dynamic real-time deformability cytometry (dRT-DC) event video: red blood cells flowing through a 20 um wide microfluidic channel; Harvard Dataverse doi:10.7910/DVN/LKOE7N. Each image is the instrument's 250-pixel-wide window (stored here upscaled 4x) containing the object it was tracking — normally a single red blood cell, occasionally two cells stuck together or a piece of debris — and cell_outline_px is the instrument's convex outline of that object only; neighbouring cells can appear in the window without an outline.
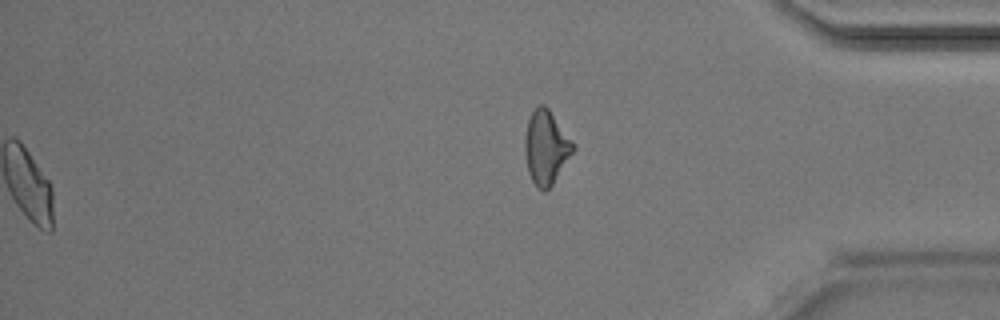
{"species": "Egyptian fruit bat (a non-hibernating species)", "species_latin": "Rousettus aegyptiacus", "temperature_condition": "room temperature", "stored_images_in_passage": 45, "segment_of_instrument_passage": [2, 2], "camera_frame_rate_fps": 3000, "um_per_image_px": 0.085, "animal": {"sex": "male"}, "frame": {"image": 1, "passage_image": 45, "time_ms": 14.667, "image_size_px": [1000, 320], "cell_outline_px": [[576, 148], [552, 184], [544, 192], [536, 188], [528, 172], [524, 152], [524, 140], [528, 120], [532, 112], [540, 104], [544, 104], [548, 108]], "centroid_in_image_um": [46.38, 12.56], "position_along_channel_um": 388.8, "area_um2": 20.4}}